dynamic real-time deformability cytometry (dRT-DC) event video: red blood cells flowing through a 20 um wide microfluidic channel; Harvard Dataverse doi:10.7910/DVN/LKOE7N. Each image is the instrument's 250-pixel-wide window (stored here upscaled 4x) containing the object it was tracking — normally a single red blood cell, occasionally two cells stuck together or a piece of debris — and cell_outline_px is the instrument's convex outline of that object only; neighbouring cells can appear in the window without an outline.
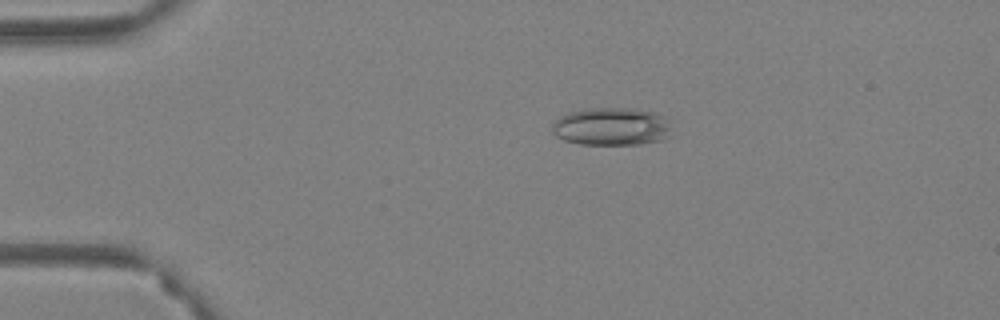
{"species": "Egyptian fruit bat (a non-hibernating species)", "species_latin": "Rousettus aegyptiacus", "temperature_condition": "warm", "stored_images_in_passage": 60, "camera_frame_rate_fps": 3000, "um_per_image_px": 0.085, "animal": {"sex": "female"}, "frame": {"image": 1, "passage_image": 13, "time_ms": 4.0, "image_size_px": [1000, 320], "cell_outline_px": [[672, 136], [660, 140], [640, 144], [580, 144], [564, 140], [556, 136], [552, 132], [552, 124], [560, 116], [568, 112], [588, 108], [632, 108], [652, 112], [660, 116], [668, 128]], "centroid_in_image_um": [51.9, 10.76], "position_along_channel_um": 33.1, "area_um2": 26.07}}
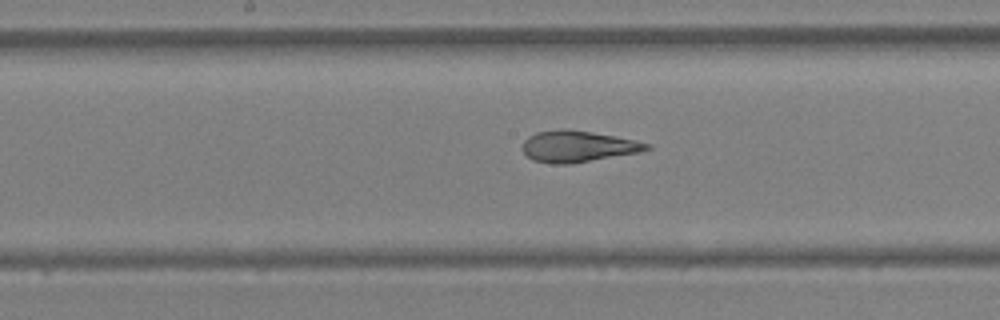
{"frame": {"image": 2, "passage_image": 32, "time_ms": 10.333, "image_size_px": [1000, 320], "cell_outline_px": [[652, 148], [640, 152], [568, 164], [552, 164], [532, 160], [524, 152], [524, 140], [528, 136], [536, 132], [564, 128], [592, 132], [632, 140], [648, 144]], "centroid_in_image_um": [49.07, 12.44], "position_along_channel_um": 199.1, "area_um2": 22.31}}
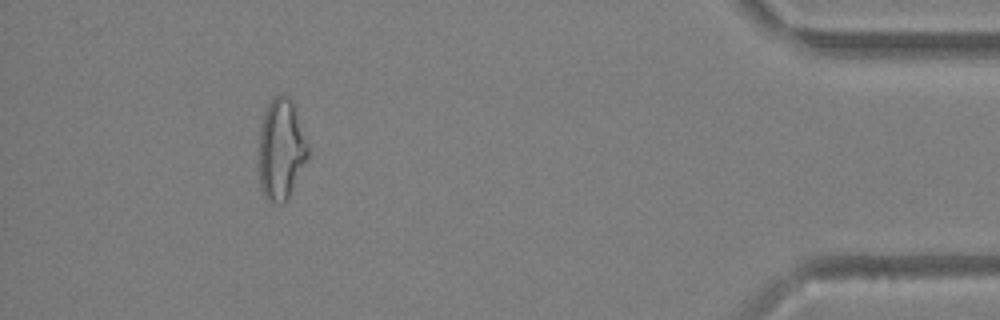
{"frame": {"image": 3, "passage_image": 55, "time_ms": 18.0, "image_size_px": [1000, 320], "cell_outline_px": [[308, 156], [288, 200], [284, 204], [276, 204], [268, 200], [264, 196], [260, 188], [260, 128], [264, 112], [268, 104], [276, 96], [288, 96], [292, 104], [308, 144]], "centroid_in_image_um": [23.89, 12.77], "position_along_channel_um": 411.3, "area_um2": 28.38}, "authors_computed_cell_mechanics": {"area_um2": 25.2875, "velocity_mm_per_s": 3.4909, "shape_relaxation_time_tau1_ms": null, "shape_relaxation_time_tau2_ms": 1.4624, "deformation_change_tau1": null, "deformation_change_tau2": 0.0967}}